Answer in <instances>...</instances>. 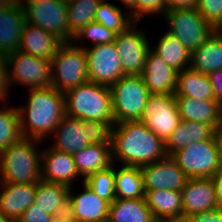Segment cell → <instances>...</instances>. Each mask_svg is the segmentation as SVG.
Here are the masks:
<instances>
[{
	"label": "cell",
	"mask_w": 222,
	"mask_h": 222,
	"mask_svg": "<svg viewBox=\"0 0 222 222\" xmlns=\"http://www.w3.org/2000/svg\"><path fill=\"white\" fill-rule=\"evenodd\" d=\"M22 137L17 107H0V154Z\"/></svg>",
	"instance_id": "cell-35"
},
{
	"label": "cell",
	"mask_w": 222,
	"mask_h": 222,
	"mask_svg": "<svg viewBox=\"0 0 222 222\" xmlns=\"http://www.w3.org/2000/svg\"><path fill=\"white\" fill-rule=\"evenodd\" d=\"M213 137L215 139L220 161L222 164V123L216 129H214Z\"/></svg>",
	"instance_id": "cell-47"
},
{
	"label": "cell",
	"mask_w": 222,
	"mask_h": 222,
	"mask_svg": "<svg viewBox=\"0 0 222 222\" xmlns=\"http://www.w3.org/2000/svg\"><path fill=\"white\" fill-rule=\"evenodd\" d=\"M110 90L114 124L141 119L151 93L140 75H123Z\"/></svg>",
	"instance_id": "cell-6"
},
{
	"label": "cell",
	"mask_w": 222,
	"mask_h": 222,
	"mask_svg": "<svg viewBox=\"0 0 222 222\" xmlns=\"http://www.w3.org/2000/svg\"><path fill=\"white\" fill-rule=\"evenodd\" d=\"M112 160L141 167L167 156L165 143L140 120L116 123L111 128Z\"/></svg>",
	"instance_id": "cell-1"
},
{
	"label": "cell",
	"mask_w": 222,
	"mask_h": 222,
	"mask_svg": "<svg viewBox=\"0 0 222 222\" xmlns=\"http://www.w3.org/2000/svg\"><path fill=\"white\" fill-rule=\"evenodd\" d=\"M145 200L155 218H183L182 193L175 190L145 191Z\"/></svg>",
	"instance_id": "cell-27"
},
{
	"label": "cell",
	"mask_w": 222,
	"mask_h": 222,
	"mask_svg": "<svg viewBox=\"0 0 222 222\" xmlns=\"http://www.w3.org/2000/svg\"><path fill=\"white\" fill-rule=\"evenodd\" d=\"M136 25L134 22L125 31L116 34L114 41L124 75H141L151 47L144 32L136 30Z\"/></svg>",
	"instance_id": "cell-14"
},
{
	"label": "cell",
	"mask_w": 222,
	"mask_h": 222,
	"mask_svg": "<svg viewBox=\"0 0 222 222\" xmlns=\"http://www.w3.org/2000/svg\"><path fill=\"white\" fill-rule=\"evenodd\" d=\"M36 139L22 137L0 154V183L29 184L41 180L42 152Z\"/></svg>",
	"instance_id": "cell-3"
},
{
	"label": "cell",
	"mask_w": 222,
	"mask_h": 222,
	"mask_svg": "<svg viewBox=\"0 0 222 222\" xmlns=\"http://www.w3.org/2000/svg\"><path fill=\"white\" fill-rule=\"evenodd\" d=\"M26 22L52 33L63 42H68L67 2L41 0L25 8Z\"/></svg>",
	"instance_id": "cell-13"
},
{
	"label": "cell",
	"mask_w": 222,
	"mask_h": 222,
	"mask_svg": "<svg viewBox=\"0 0 222 222\" xmlns=\"http://www.w3.org/2000/svg\"><path fill=\"white\" fill-rule=\"evenodd\" d=\"M0 212L17 221L21 214L35 201L37 183H0Z\"/></svg>",
	"instance_id": "cell-19"
},
{
	"label": "cell",
	"mask_w": 222,
	"mask_h": 222,
	"mask_svg": "<svg viewBox=\"0 0 222 222\" xmlns=\"http://www.w3.org/2000/svg\"><path fill=\"white\" fill-rule=\"evenodd\" d=\"M8 71L9 70L6 62V57L0 55V101L3 100L2 102H6V98L9 97V88H11L12 86L9 80Z\"/></svg>",
	"instance_id": "cell-42"
},
{
	"label": "cell",
	"mask_w": 222,
	"mask_h": 222,
	"mask_svg": "<svg viewBox=\"0 0 222 222\" xmlns=\"http://www.w3.org/2000/svg\"><path fill=\"white\" fill-rule=\"evenodd\" d=\"M189 68L202 74L222 70V34L218 30L191 52Z\"/></svg>",
	"instance_id": "cell-25"
},
{
	"label": "cell",
	"mask_w": 222,
	"mask_h": 222,
	"mask_svg": "<svg viewBox=\"0 0 222 222\" xmlns=\"http://www.w3.org/2000/svg\"><path fill=\"white\" fill-rule=\"evenodd\" d=\"M178 71L169 66L153 49H149L141 73L151 94H175Z\"/></svg>",
	"instance_id": "cell-17"
},
{
	"label": "cell",
	"mask_w": 222,
	"mask_h": 222,
	"mask_svg": "<svg viewBox=\"0 0 222 222\" xmlns=\"http://www.w3.org/2000/svg\"><path fill=\"white\" fill-rule=\"evenodd\" d=\"M52 220L53 215L32 204L21 214L16 222H51Z\"/></svg>",
	"instance_id": "cell-41"
},
{
	"label": "cell",
	"mask_w": 222,
	"mask_h": 222,
	"mask_svg": "<svg viewBox=\"0 0 222 222\" xmlns=\"http://www.w3.org/2000/svg\"><path fill=\"white\" fill-rule=\"evenodd\" d=\"M82 184L83 192L79 195H74L72 187L69 190L77 222H96L109 217L110 203L95 194L84 182Z\"/></svg>",
	"instance_id": "cell-23"
},
{
	"label": "cell",
	"mask_w": 222,
	"mask_h": 222,
	"mask_svg": "<svg viewBox=\"0 0 222 222\" xmlns=\"http://www.w3.org/2000/svg\"><path fill=\"white\" fill-rule=\"evenodd\" d=\"M157 44L153 50L169 66L178 72L189 68L191 53L177 37L166 31Z\"/></svg>",
	"instance_id": "cell-31"
},
{
	"label": "cell",
	"mask_w": 222,
	"mask_h": 222,
	"mask_svg": "<svg viewBox=\"0 0 222 222\" xmlns=\"http://www.w3.org/2000/svg\"><path fill=\"white\" fill-rule=\"evenodd\" d=\"M217 30L222 34V24Z\"/></svg>",
	"instance_id": "cell-55"
},
{
	"label": "cell",
	"mask_w": 222,
	"mask_h": 222,
	"mask_svg": "<svg viewBox=\"0 0 222 222\" xmlns=\"http://www.w3.org/2000/svg\"><path fill=\"white\" fill-rule=\"evenodd\" d=\"M94 21L99 22L107 29L119 34L125 31L134 22L132 17L125 15L120 6L101 0L95 12Z\"/></svg>",
	"instance_id": "cell-34"
},
{
	"label": "cell",
	"mask_w": 222,
	"mask_h": 222,
	"mask_svg": "<svg viewBox=\"0 0 222 222\" xmlns=\"http://www.w3.org/2000/svg\"><path fill=\"white\" fill-rule=\"evenodd\" d=\"M16 0H0V11L7 9L12 6Z\"/></svg>",
	"instance_id": "cell-49"
},
{
	"label": "cell",
	"mask_w": 222,
	"mask_h": 222,
	"mask_svg": "<svg viewBox=\"0 0 222 222\" xmlns=\"http://www.w3.org/2000/svg\"><path fill=\"white\" fill-rule=\"evenodd\" d=\"M111 222H152L155 217L145 198L115 199L109 206Z\"/></svg>",
	"instance_id": "cell-29"
},
{
	"label": "cell",
	"mask_w": 222,
	"mask_h": 222,
	"mask_svg": "<svg viewBox=\"0 0 222 222\" xmlns=\"http://www.w3.org/2000/svg\"><path fill=\"white\" fill-rule=\"evenodd\" d=\"M213 133L214 128L209 124L181 119L180 124L165 142L166 154L172 156L191 143L208 140L213 136Z\"/></svg>",
	"instance_id": "cell-24"
},
{
	"label": "cell",
	"mask_w": 222,
	"mask_h": 222,
	"mask_svg": "<svg viewBox=\"0 0 222 222\" xmlns=\"http://www.w3.org/2000/svg\"><path fill=\"white\" fill-rule=\"evenodd\" d=\"M53 219L58 222H77L72 200L68 195L56 208Z\"/></svg>",
	"instance_id": "cell-40"
},
{
	"label": "cell",
	"mask_w": 222,
	"mask_h": 222,
	"mask_svg": "<svg viewBox=\"0 0 222 222\" xmlns=\"http://www.w3.org/2000/svg\"><path fill=\"white\" fill-rule=\"evenodd\" d=\"M115 174L116 199H138L145 197L143 175L140 167L124 165Z\"/></svg>",
	"instance_id": "cell-30"
},
{
	"label": "cell",
	"mask_w": 222,
	"mask_h": 222,
	"mask_svg": "<svg viewBox=\"0 0 222 222\" xmlns=\"http://www.w3.org/2000/svg\"><path fill=\"white\" fill-rule=\"evenodd\" d=\"M144 190L181 191L189 177L179 168L171 156L140 167Z\"/></svg>",
	"instance_id": "cell-15"
},
{
	"label": "cell",
	"mask_w": 222,
	"mask_h": 222,
	"mask_svg": "<svg viewBox=\"0 0 222 222\" xmlns=\"http://www.w3.org/2000/svg\"><path fill=\"white\" fill-rule=\"evenodd\" d=\"M216 188V199L218 208H222V166L213 177Z\"/></svg>",
	"instance_id": "cell-46"
},
{
	"label": "cell",
	"mask_w": 222,
	"mask_h": 222,
	"mask_svg": "<svg viewBox=\"0 0 222 222\" xmlns=\"http://www.w3.org/2000/svg\"><path fill=\"white\" fill-rule=\"evenodd\" d=\"M175 222H192L189 218L176 219Z\"/></svg>",
	"instance_id": "cell-53"
},
{
	"label": "cell",
	"mask_w": 222,
	"mask_h": 222,
	"mask_svg": "<svg viewBox=\"0 0 222 222\" xmlns=\"http://www.w3.org/2000/svg\"><path fill=\"white\" fill-rule=\"evenodd\" d=\"M41 180L68 187L80 176L72 154L58 151L50 146L42 151ZM75 178V179H74Z\"/></svg>",
	"instance_id": "cell-18"
},
{
	"label": "cell",
	"mask_w": 222,
	"mask_h": 222,
	"mask_svg": "<svg viewBox=\"0 0 222 222\" xmlns=\"http://www.w3.org/2000/svg\"><path fill=\"white\" fill-rule=\"evenodd\" d=\"M167 11L183 8H196L198 0H165Z\"/></svg>",
	"instance_id": "cell-45"
},
{
	"label": "cell",
	"mask_w": 222,
	"mask_h": 222,
	"mask_svg": "<svg viewBox=\"0 0 222 222\" xmlns=\"http://www.w3.org/2000/svg\"><path fill=\"white\" fill-rule=\"evenodd\" d=\"M164 17L169 26L168 32L177 37L190 53L216 30L196 8L168 10Z\"/></svg>",
	"instance_id": "cell-9"
},
{
	"label": "cell",
	"mask_w": 222,
	"mask_h": 222,
	"mask_svg": "<svg viewBox=\"0 0 222 222\" xmlns=\"http://www.w3.org/2000/svg\"><path fill=\"white\" fill-rule=\"evenodd\" d=\"M121 2L126 5L127 8L132 9L129 15L132 17L133 22H135V0H121Z\"/></svg>",
	"instance_id": "cell-48"
},
{
	"label": "cell",
	"mask_w": 222,
	"mask_h": 222,
	"mask_svg": "<svg viewBox=\"0 0 222 222\" xmlns=\"http://www.w3.org/2000/svg\"><path fill=\"white\" fill-rule=\"evenodd\" d=\"M101 0H72L67 2L68 42L83 27L94 21Z\"/></svg>",
	"instance_id": "cell-32"
},
{
	"label": "cell",
	"mask_w": 222,
	"mask_h": 222,
	"mask_svg": "<svg viewBox=\"0 0 222 222\" xmlns=\"http://www.w3.org/2000/svg\"><path fill=\"white\" fill-rule=\"evenodd\" d=\"M69 190L70 187L66 185L40 180L33 204L53 215L58 205L69 195Z\"/></svg>",
	"instance_id": "cell-33"
},
{
	"label": "cell",
	"mask_w": 222,
	"mask_h": 222,
	"mask_svg": "<svg viewBox=\"0 0 222 222\" xmlns=\"http://www.w3.org/2000/svg\"><path fill=\"white\" fill-rule=\"evenodd\" d=\"M192 222H222V208L198 212L189 217Z\"/></svg>",
	"instance_id": "cell-43"
},
{
	"label": "cell",
	"mask_w": 222,
	"mask_h": 222,
	"mask_svg": "<svg viewBox=\"0 0 222 222\" xmlns=\"http://www.w3.org/2000/svg\"><path fill=\"white\" fill-rule=\"evenodd\" d=\"M74 44L64 42L51 60L52 86L63 94L89 82L85 50Z\"/></svg>",
	"instance_id": "cell-7"
},
{
	"label": "cell",
	"mask_w": 222,
	"mask_h": 222,
	"mask_svg": "<svg viewBox=\"0 0 222 222\" xmlns=\"http://www.w3.org/2000/svg\"><path fill=\"white\" fill-rule=\"evenodd\" d=\"M167 6L165 0H135V22L139 23L142 16L162 14L165 16Z\"/></svg>",
	"instance_id": "cell-39"
},
{
	"label": "cell",
	"mask_w": 222,
	"mask_h": 222,
	"mask_svg": "<svg viewBox=\"0 0 222 222\" xmlns=\"http://www.w3.org/2000/svg\"><path fill=\"white\" fill-rule=\"evenodd\" d=\"M96 222H111V220H110L109 217H107V218H105V219L98 220V221H96Z\"/></svg>",
	"instance_id": "cell-54"
},
{
	"label": "cell",
	"mask_w": 222,
	"mask_h": 222,
	"mask_svg": "<svg viewBox=\"0 0 222 222\" xmlns=\"http://www.w3.org/2000/svg\"><path fill=\"white\" fill-rule=\"evenodd\" d=\"M207 76L213 86L215 100L222 108V70L212 71Z\"/></svg>",
	"instance_id": "cell-44"
},
{
	"label": "cell",
	"mask_w": 222,
	"mask_h": 222,
	"mask_svg": "<svg viewBox=\"0 0 222 222\" xmlns=\"http://www.w3.org/2000/svg\"><path fill=\"white\" fill-rule=\"evenodd\" d=\"M0 222H16V221L6 217L3 213L0 212Z\"/></svg>",
	"instance_id": "cell-51"
},
{
	"label": "cell",
	"mask_w": 222,
	"mask_h": 222,
	"mask_svg": "<svg viewBox=\"0 0 222 222\" xmlns=\"http://www.w3.org/2000/svg\"><path fill=\"white\" fill-rule=\"evenodd\" d=\"M140 121L165 143L181 121L175 94H150Z\"/></svg>",
	"instance_id": "cell-11"
},
{
	"label": "cell",
	"mask_w": 222,
	"mask_h": 222,
	"mask_svg": "<svg viewBox=\"0 0 222 222\" xmlns=\"http://www.w3.org/2000/svg\"><path fill=\"white\" fill-rule=\"evenodd\" d=\"M73 159L84 182L90 174L106 169L113 164L111 144H90L74 153Z\"/></svg>",
	"instance_id": "cell-26"
},
{
	"label": "cell",
	"mask_w": 222,
	"mask_h": 222,
	"mask_svg": "<svg viewBox=\"0 0 222 222\" xmlns=\"http://www.w3.org/2000/svg\"><path fill=\"white\" fill-rule=\"evenodd\" d=\"M26 24L25 10L16 2L0 11V55L6 56L19 49Z\"/></svg>",
	"instance_id": "cell-20"
},
{
	"label": "cell",
	"mask_w": 222,
	"mask_h": 222,
	"mask_svg": "<svg viewBox=\"0 0 222 222\" xmlns=\"http://www.w3.org/2000/svg\"><path fill=\"white\" fill-rule=\"evenodd\" d=\"M6 57L10 83L27 86L29 89L52 85L51 60L37 58L22 51L12 52Z\"/></svg>",
	"instance_id": "cell-10"
},
{
	"label": "cell",
	"mask_w": 222,
	"mask_h": 222,
	"mask_svg": "<svg viewBox=\"0 0 222 222\" xmlns=\"http://www.w3.org/2000/svg\"><path fill=\"white\" fill-rule=\"evenodd\" d=\"M196 9L216 30L222 24V0H198Z\"/></svg>",
	"instance_id": "cell-38"
},
{
	"label": "cell",
	"mask_w": 222,
	"mask_h": 222,
	"mask_svg": "<svg viewBox=\"0 0 222 222\" xmlns=\"http://www.w3.org/2000/svg\"><path fill=\"white\" fill-rule=\"evenodd\" d=\"M64 96L66 115L81 120L114 122L110 86L89 81Z\"/></svg>",
	"instance_id": "cell-5"
},
{
	"label": "cell",
	"mask_w": 222,
	"mask_h": 222,
	"mask_svg": "<svg viewBox=\"0 0 222 222\" xmlns=\"http://www.w3.org/2000/svg\"><path fill=\"white\" fill-rule=\"evenodd\" d=\"M175 95L198 100H215L214 89L207 74L196 72L191 68L178 72Z\"/></svg>",
	"instance_id": "cell-28"
},
{
	"label": "cell",
	"mask_w": 222,
	"mask_h": 222,
	"mask_svg": "<svg viewBox=\"0 0 222 222\" xmlns=\"http://www.w3.org/2000/svg\"><path fill=\"white\" fill-rule=\"evenodd\" d=\"M115 37L116 33L107 29L99 22L92 21L73 36L72 42H81L87 38L92 41L91 44L93 45L106 44L114 42Z\"/></svg>",
	"instance_id": "cell-37"
},
{
	"label": "cell",
	"mask_w": 222,
	"mask_h": 222,
	"mask_svg": "<svg viewBox=\"0 0 222 222\" xmlns=\"http://www.w3.org/2000/svg\"><path fill=\"white\" fill-rule=\"evenodd\" d=\"M83 47L87 57L89 81L106 86L113 85L123 75L121 60L114 42Z\"/></svg>",
	"instance_id": "cell-12"
},
{
	"label": "cell",
	"mask_w": 222,
	"mask_h": 222,
	"mask_svg": "<svg viewBox=\"0 0 222 222\" xmlns=\"http://www.w3.org/2000/svg\"><path fill=\"white\" fill-rule=\"evenodd\" d=\"M114 122L81 120L65 115L56 126L52 148L74 154L90 144H111V128Z\"/></svg>",
	"instance_id": "cell-4"
},
{
	"label": "cell",
	"mask_w": 222,
	"mask_h": 222,
	"mask_svg": "<svg viewBox=\"0 0 222 222\" xmlns=\"http://www.w3.org/2000/svg\"><path fill=\"white\" fill-rule=\"evenodd\" d=\"M152 222H175V219L155 218Z\"/></svg>",
	"instance_id": "cell-52"
},
{
	"label": "cell",
	"mask_w": 222,
	"mask_h": 222,
	"mask_svg": "<svg viewBox=\"0 0 222 222\" xmlns=\"http://www.w3.org/2000/svg\"><path fill=\"white\" fill-rule=\"evenodd\" d=\"M175 96L181 119L209 124L214 129L222 123V108L216 100H198L188 96Z\"/></svg>",
	"instance_id": "cell-22"
},
{
	"label": "cell",
	"mask_w": 222,
	"mask_h": 222,
	"mask_svg": "<svg viewBox=\"0 0 222 222\" xmlns=\"http://www.w3.org/2000/svg\"><path fill=\"white\" fill-rule=\"evenodd\" d=\"M38 1L41 0H26V1H22V0H16V3L21 7V8H25L27 5L31 4V3H37Z\"/></svg>",
	"instance_id": "cell-50"
},
{
	"label": "cell",
	"mask_w": 222,
	"mask_h": 222,
	"mask_svg": "<svg viewBox=\"0 0 222 222\" xmlns=\"http://www.w3.org/2000/svg\"><path fill=\"white\" fill-rule=\"evenodd\" d=\"M17 109L22 136L43 141L66 115L65 96L52 85L29 89L27 106Z\"/></svg>",
	"instance_id": "cell-2"
},
{
	"label": "cell",
	"mask_w": 222,
	"mask_h": 222,
	"mask_svg": "<svg viewBox=\"0 0 222 222\" xmlns=\"http://www.w3.org/2000/svg\"><path fill=\"white\" fill-rule=\"evenodd\" d=\"M113 164L106 169L90 174L84 180V183L95 194H97L100 198L108 201L110 204L116 199L114 174V166L116 165L114 162Z\"/></svg>",
	"instance_id": "cell-36"
},
{
	"label": "cell",
	"mask_w": 222,
	"mask_h": 222,
	"mask_svg": "<svg viewBox=\"0 0 222 222\" xmlns=\"http://www.w3.org/2000/svg\"><path fill=\"white\" fill-rule=\"evenodd\" d=\"M63 43L52 33L26 22L18 50L37 58L52 60Z\"/></svg>",
	"instance_id": "cell-21"
},
{
	"label": "cell",
	"mask_w": 222,
	"mask_h": 222,
	"mask_svg": "<svg viewBox=\"0 0 222 222\" xmlns=\"http://www.w3.org/2000/svg\"><path fill=\"white\" fill-rule=\"evenodd\" d=\"M181 193L183 218L218 207L213 178H189Z\"/></svg>",
	"instance_id": "cell-16"
},
{
	"label": "cell",
	"mask_w": 222,
	"mask_h": 222,
	"mask_svg": "<svg viewBox=\"0 0 222 222\" xmlns=\"http://www.w3.org/2000/svg\"><path fill=\"white\" fill-rule=\"evenodd\" d=\"M171 157L189 178H213L222 166L213 136L191 143Z\"/></svg>",
	"instance_id": "cell-8"
}]
</instances>
